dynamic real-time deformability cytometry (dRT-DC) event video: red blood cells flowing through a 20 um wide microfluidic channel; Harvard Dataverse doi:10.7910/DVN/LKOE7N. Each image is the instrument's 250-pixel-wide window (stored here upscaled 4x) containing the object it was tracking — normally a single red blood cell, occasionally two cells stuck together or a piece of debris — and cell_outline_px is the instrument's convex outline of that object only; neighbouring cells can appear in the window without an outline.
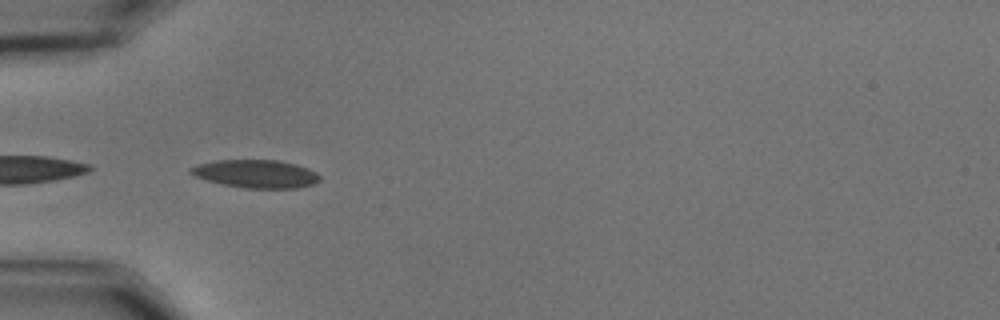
{"species": "common noctule bat (a hibernating species)", "species_latin": "Nyctalus noctula", "temperature_condition": "cold", "stored_images_in_passage": 9, "camera_frame_rate_fps": 3000, "um_per_image_px": 0.085, "animal": {"sex": "male", "body_mass_g": 15.6}, "frame": {"image": 1, "passage_image": 1, "time_ms": 0.0, "image_size_px": [1000, 320], "cell_outline_px": [[320, 180], [316, 184], [296, 188], [244, 188], [224, 184], [208, 180], [196, 176], [188, 172], [188, 168], [196, 164], [216, 160], [276, 160], [296, 164], [308, 168], [316, 172], [320, 176]], "centroid_in_image_um": [21.77, 14.77], "position_along_channel_um": 63.2, "area_um2": 21.15}}